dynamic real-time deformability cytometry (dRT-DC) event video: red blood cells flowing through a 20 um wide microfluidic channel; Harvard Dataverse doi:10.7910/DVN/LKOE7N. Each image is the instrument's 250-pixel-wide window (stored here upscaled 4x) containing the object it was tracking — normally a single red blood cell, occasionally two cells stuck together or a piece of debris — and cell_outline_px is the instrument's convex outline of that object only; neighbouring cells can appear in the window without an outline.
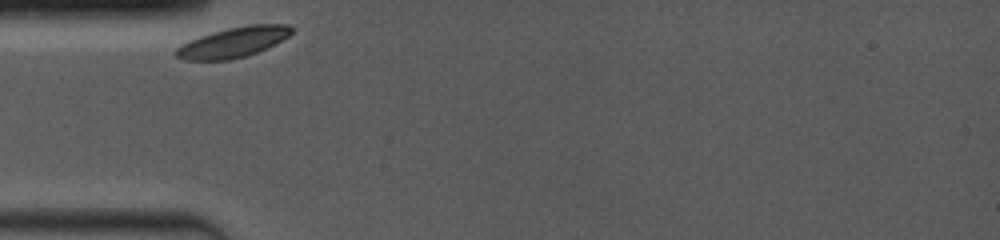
{"species": "common noctule bat (a hibernating species)", "species_latin": "Nyctalus noctula", "temperature_condition": "room temperature", "stored_images_in_passage": 39, "camera_frame_rate_fps": 4000, "um_per_image_px": 0.085, "animal": {"sex": "female", "body_mass_g": 19.0, "forearm_length_mm": 53.3}, "frame": {"image": 1, "passage_image": 1, "time_ms": 0.0, "image_size_px": [1000, 240], "cell_outline_px": [[292, 32], [288, 36], [268, 48], [232, 60], [184, 60], [176, 56], [176, 48], [200, 36], [212, 32], [228, 28], [248, 24], [288, 24], [292, 28]], "centroid_in_image_um": [19.86, 3.59], "position_along_channel_um": 65.1, "area_um2": 20.11}}
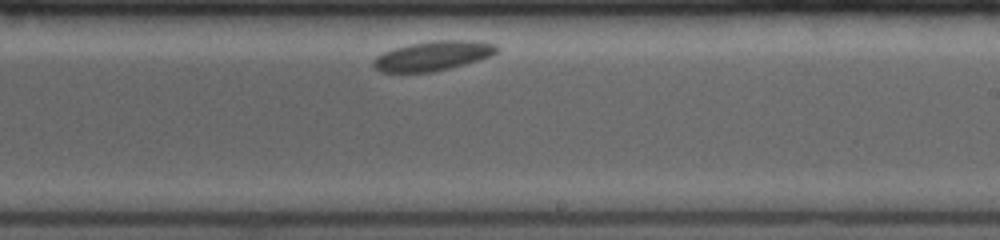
{"frame": {"image": 2, "passage_image": 23, "time_ms": 5.5, "image_size_px": [1000, 240], "cell_outline_px": [[500, 48], [492, 56], [464, 64], [432, 72], [380, 72], [372, 64], [372, 60], [376, 56], [392, 48], [408, 44], [432, 40], [480, 40], [496, 44]], "centroid_in_image_um": [36.81, 4.72], "position_along_channel_um": 252.2, "area_um2": 21.5}}
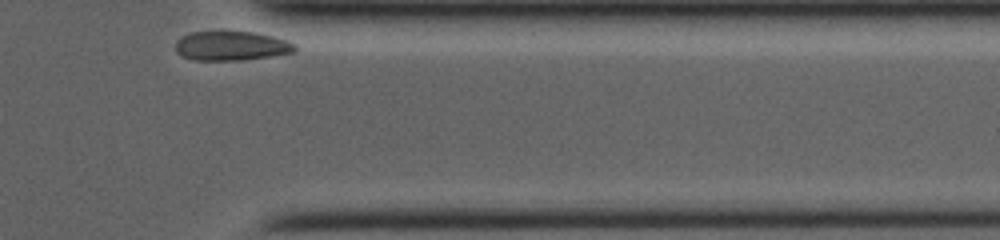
{"frame": {"image": 3, "passage_image": 39, "time_ms": 9.5, "image_size_px": [1000, 240], "cell_outline_px": [[296, 52], [244, 60], [192, 60], [180, 56], [176, 52], [176, 40], [180, 36], [192, 32], [252, 32], [272, 36], [296, 44]], "centroid_in_image_um": [19.63, 3.91], "position_along_channel_um": 391.8, "area_um2": 20.4}}